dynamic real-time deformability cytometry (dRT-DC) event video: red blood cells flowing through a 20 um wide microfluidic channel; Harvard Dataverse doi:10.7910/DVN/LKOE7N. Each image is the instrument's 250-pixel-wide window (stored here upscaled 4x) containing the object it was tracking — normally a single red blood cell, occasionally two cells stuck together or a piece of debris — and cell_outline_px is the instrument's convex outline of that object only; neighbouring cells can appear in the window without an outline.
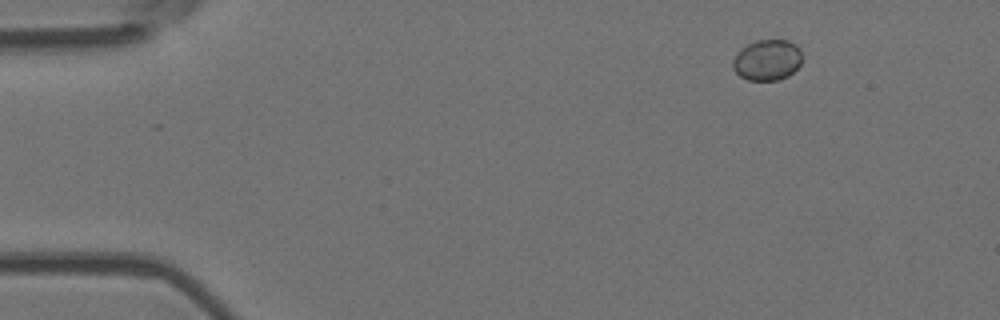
{"species": "Egyptian fruit bat (a non-hibernating species)", "species_latin": "Rousettus aegyptiacus", "temperature_condition": "room temperature", "stored_images_in_passage": 9, "camera_frame_rate_fps": 3000, "um_per_image_px": 0.085, "animal": {"sex": "female"}, "frame": {"image": 1, "passage_image": 1, "time_ms": 0.0, "image_size_px": [1000, 320], "cell_outline_px": [[800, 64], [788, 76], [780, 80], [748, 80], [740, 76], [732, 68], [732, 60], [736, 52], [740, 48], [756, 40], [788, 40], [796, 44], [800, 48]], "centroid_in_image_um": [65.18, 5.09], "position_along_channel_um": 19.8, "area_um2": 16.59}}
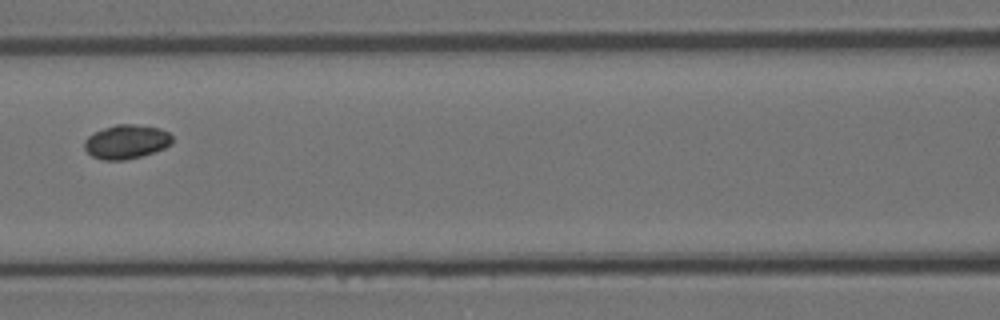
{"frame": {"image": 2, "passage_image": 6, "time_ms": 1.667, "image_size_px": [1000, 320], "cell_outline_px": [[172, 144], [164, 148], [140, 156], [124, 160], [104, 160], [92, 156], [84, 148], [84, 140], [88, 136], [104, 128], [116, 124], [132, 124], [160, 128], [168, 132], [172, 136]], "centroid_in_image_um": [10.74, 12.04], "position_along_channel_um": 155.9, "area_um2": 17.28}}
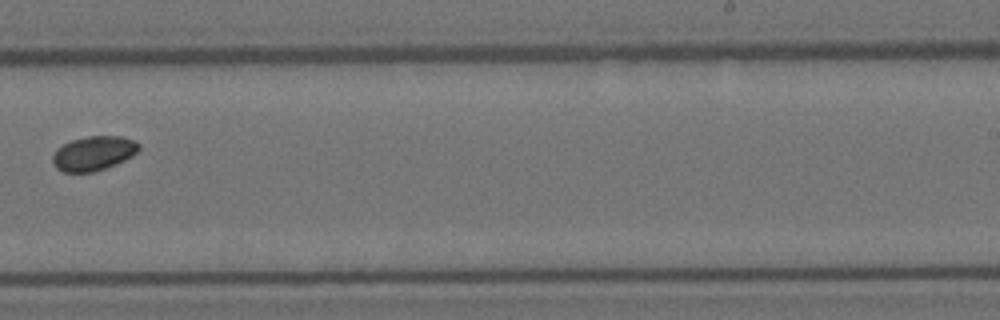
{"frame": {"image": 3, "passage_image": 9, "time_ms": 2.667, "image_size_px": [1000, 320], "cell_outline_px": [[140, 148], [132, 156], [124, 160], [104, 168], [92, 172], [64, 172], [56, 168], [52, 164], [52, 156], [56, 148], [72, 140], [88, 136], [120, 136], [132, 140], [140, 144]], "centroid_in_image_um": [7.92, 13.03], "position_along_channel_um": 281.1, "area_um2": 17.17}}